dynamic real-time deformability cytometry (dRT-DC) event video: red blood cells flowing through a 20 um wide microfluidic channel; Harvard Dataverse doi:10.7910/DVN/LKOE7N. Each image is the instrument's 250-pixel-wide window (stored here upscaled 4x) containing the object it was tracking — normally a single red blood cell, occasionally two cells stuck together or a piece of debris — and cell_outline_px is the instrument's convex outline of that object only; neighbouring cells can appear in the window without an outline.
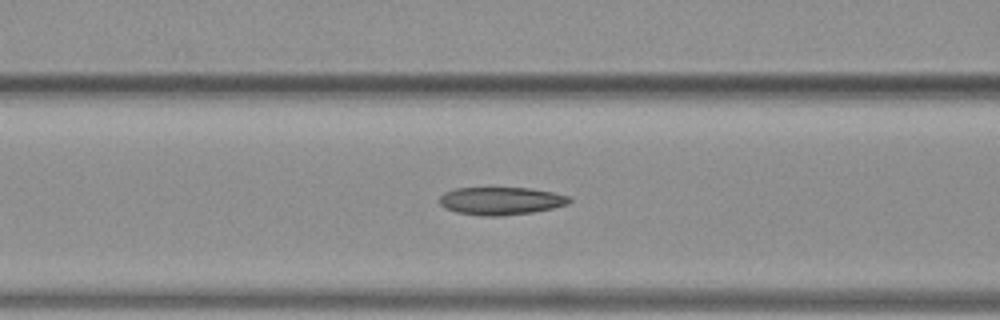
{"species": "common noctule bat (a hibernating species)", "species_latin": "Nyctalus noctula", "temperature_condition": "warm", "stored_images_in_passage": 44, "camera_frame_rate_fps": 3000, "um_per_image_px": 0.085, "animal": {"sex": "female", "body_mass_g": 19.3, "forearm_length_mm": 54.1}, "frame": {"image": 1, "passage_image": 22, "time_ms": 7.0, "image_size_px": [1000, 320], "cell_outline_px": [[572, 200], [568, 204], [552, 208], [532, 212], [500, 216], [480, 216], [456, 212], [444, 208], [440, 204], [440, 196], [444, 192], [452, 188], [532, 188], [552, 192], [568, 196]], "centroid_in_image_um": [42.54, 17.07], "position_along_channel_um": 124.1, "area_um2": 21.1}}
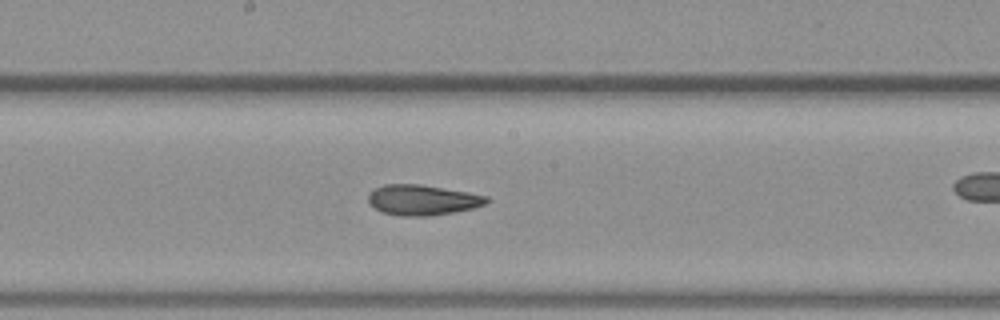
{"frame": {"image": 2, "passage_image": 29, "time_ms": 9.333, "image_size_px": [1000, 320], "cell_outline_px": [[488, 200], [484, 204], [472, 208], [452, 212], [428, 216], [400, 216], [384, 212], [368, 204], [368, 192], [384, 184], [420, 184], [468, 192], [488, 196]], "centroid_in_image_um": [35.86, 16.99], "position_along_channel_um": 212.3, "area_um2": 20.81}}
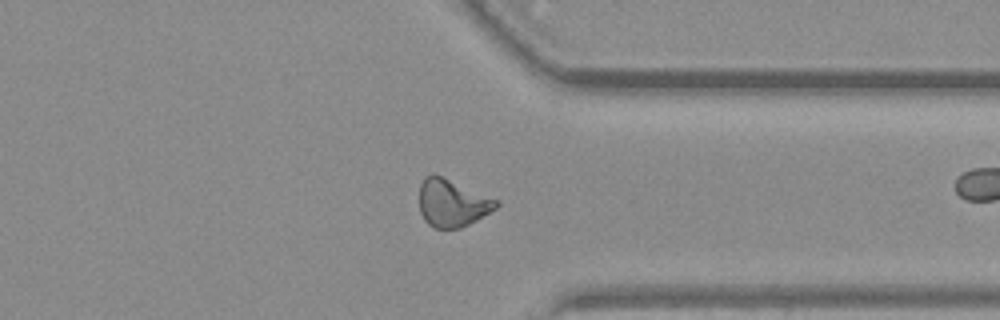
{"frame": {"image": 3, "passage_image": 42, "time_ms": 13.667, "image_size_px": [1000, 320], "cell_outline_px": [[500, 204], [496, 208], [476, 220], [460, 228], [432, 228], [424, 220], [420, 212], [420, 184], [424, 176], [432, 172], [500, 200]], "centroid_in_image_um": [38.43, 17.24], "position_along_channel_um": 373.0, "area_um2": 21.44}}